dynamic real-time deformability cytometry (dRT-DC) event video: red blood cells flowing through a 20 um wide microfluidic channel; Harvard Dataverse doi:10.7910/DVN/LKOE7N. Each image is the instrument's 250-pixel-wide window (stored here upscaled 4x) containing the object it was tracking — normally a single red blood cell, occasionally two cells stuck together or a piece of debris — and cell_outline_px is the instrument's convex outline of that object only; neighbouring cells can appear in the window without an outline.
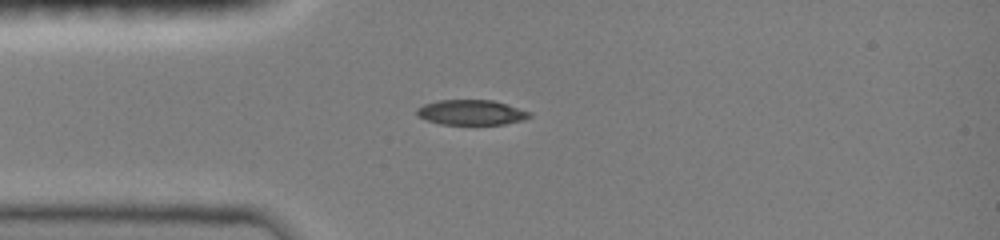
{"species": "common noctule bat (a hibernating species)", "species_latin": "Nyctalus noctula", "temperature_condition": "room temperature", "stored_images_in_passage": 36, "camera_frame_rate_fps": 3000, "um_per_image_px": 0.085, "animal": {"sex": "female", "body_mass_g": 19.0, "forearm_length_mm": 51.5}, "frame": {"image": 1, "passage_image": 1, "time_ms": 0.0, "image_size_px": [1000, 240], "cell_outline_px": [[532, 116], [524, 120], [504, 124], [440, 124], [416, 116], [416, 108], [424, 104], [436, 100], [492, 100], [532, 112]], "centroid_in_image_um": [40.05, 9.55], "position_along_channel_um": 45.0, "area_um2": 16.53}}
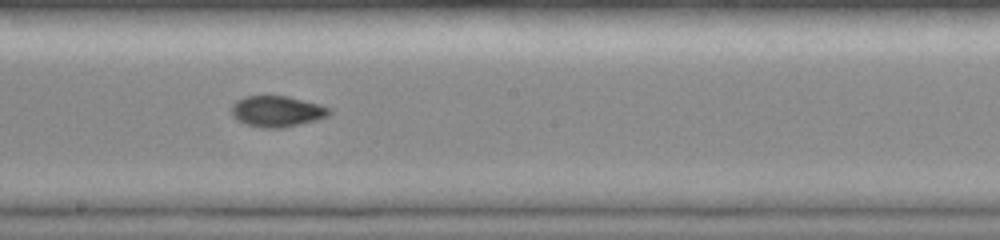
{"frame": {"image": 2, "passage_image": 15, "time_ms": 4.667, "image_size_px": [1000, 240], "cell_outline_px": [[332, 112], [328, 116], [316, 120], [284, 128], [264, 128], [244, 124], [236, 120], [232, 116], [232, 104], [236, 100], [244, 96], [288, 96], [320, 104], [332, 108]], "centroid_in_image_um": [23.55, 9.47], "position_along_channel_um": 224.7, "area_um2": 17.92}}
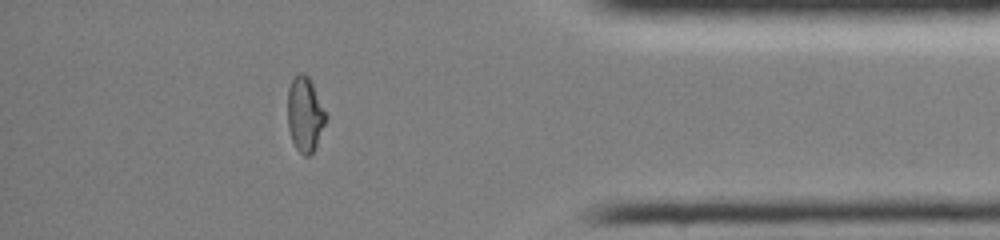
{"frame": {"image": 3, "passage_image": 30, "time_ms": 9.667, "image_size_px": [1000, 240], "cell_outline_px": [[328, 116], [316, 144], [312, 152], [308, 156], [304, 156], [296, 148], [292, 140], [288, 128], [288, 88], [292, 80], [300, 72], [304, 72], [308, 76]], "centroid_in_image_um": [25.91, 9.71], "position_along_channel_um": 409.3, "area_um2": 16.42}, "authors_computed_cell_mechanics": {"area_um2": 17.3689, "velocity_mm_per_s": 4.0799, "shape_relaxation_time_tau1_ms": null, "shape_relaxation_time_tau2_ms": 1.104, "deformation_change_tau1": null, "deformation_change_tau2": 0.0486}}